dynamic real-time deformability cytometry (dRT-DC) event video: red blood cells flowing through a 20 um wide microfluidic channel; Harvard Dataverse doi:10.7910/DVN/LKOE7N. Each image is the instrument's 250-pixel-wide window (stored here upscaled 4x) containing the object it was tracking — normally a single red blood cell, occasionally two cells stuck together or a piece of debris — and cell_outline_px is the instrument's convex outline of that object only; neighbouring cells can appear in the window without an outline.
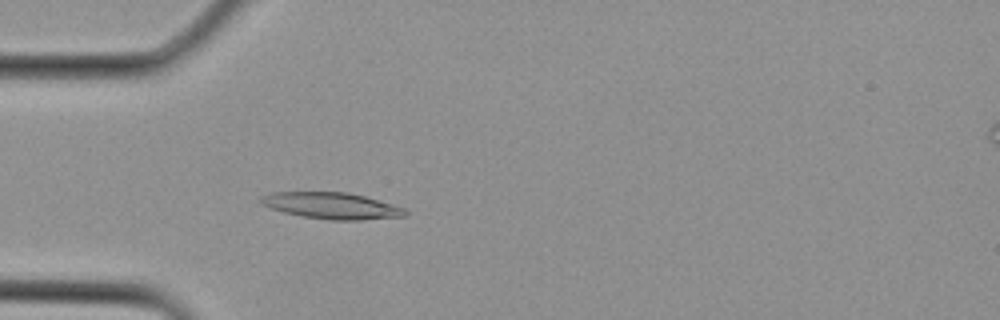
{"species": "Egyptian fruit bat (a non-hibernating species)", "species_latin": "Rousettus aegyptiacus", "temperature_condition": "cold", "stored_images_in_passage": 3, "camera_frame_rate_fps": 3000, "um_per_image_px": 0.085, "animal": {"sex": "female"}, "frame": {"image": 1, "passage_image": 2, "time_ms": 0.333, "image_size_px": [1000, 320], "cell_outline_px": [[408, 216], [364, 220], [332, 220], [304, 216], [284, 212], [260, 204], [256, 200], [260, 196], [272, 192], [348, 192], [364, 196], [392, 204], [404, 208], [408, 212]], "centroid_in_image_um": [28.18, 17.48], "position_along_channel_um": 56.8, "area_um2": 22.31}}